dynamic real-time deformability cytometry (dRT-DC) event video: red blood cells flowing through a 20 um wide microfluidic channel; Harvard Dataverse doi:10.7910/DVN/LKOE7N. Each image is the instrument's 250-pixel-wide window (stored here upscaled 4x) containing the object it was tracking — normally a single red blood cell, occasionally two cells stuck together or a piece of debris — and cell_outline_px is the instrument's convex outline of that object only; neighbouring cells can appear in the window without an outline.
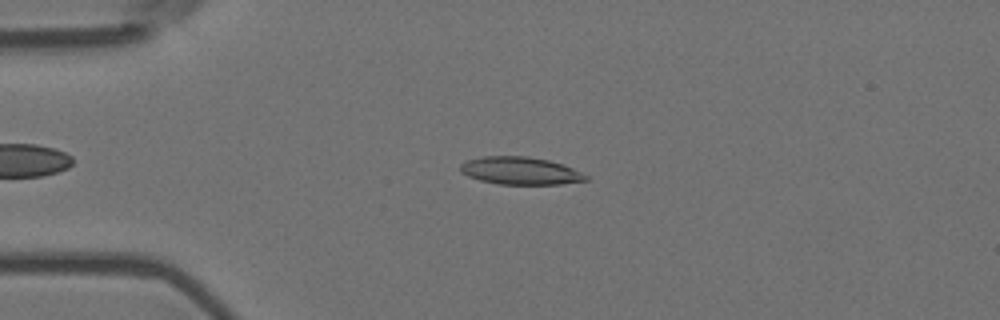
{"species": "Egyptian fruit bat (a non-hibernating species)", "species_latin": "Rousettus aegyptiacus", "temperature_condition": "room temperature", "stored_images_in_passage": 50, "camera_frame_rate_fps": 3000, "um_per_image_px": 0.085, "animal": {"sex": "female"}, "frame": {"image": 1, "passage_image": 13, "time_ms": 4.0, "image_size_px": [1000, 320], "cell_outline_px": [[588, 180], [560, 184], [500, 184], [480, 180], [468, 176], [460, 172], [460, 164], [468, 160], [484, 156], [528, 156], [548, 160], [572, 168], [588, 176]], "centroid_in_image_um": [44.2, 14.51], "position_along_channel_um": 40.8, "area_um2": 20.0}}
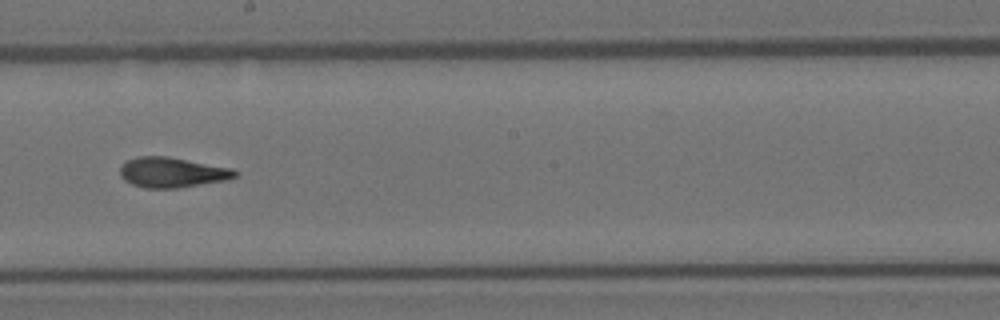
{"frame": {"image": 2, "passage_image": 31, "time_ms": 10.0, "image_size_px": [1000, 320], "cell_outline_px": [[240, 172], [236, 176], [224, 180], [176, 188], [144, 188], [132, 184], [124, 180], [120, 176], [120, 164], [136, 156], [168, 156], [232, 168]], "centroid_in_image_um": [14.59, 14.64], "position_along_channel_um": 233.6, "area_um2": 20.23}}
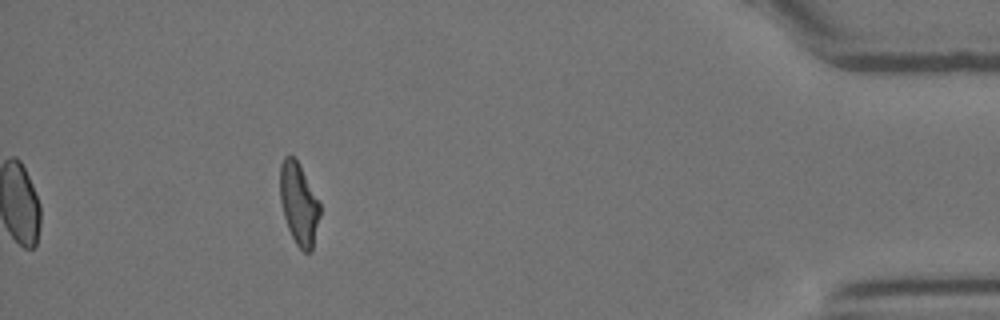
{"frame": {"image": 3, "passage_image": 50, "time_ms": 16.333, "image_size_px": [1000, 320], "cell_outline_px": [[320, 216], [312, 252], [304, 252], [296, 244], [288, 228], [284, 216], [280, 200], [280, 164], [284, 156], [292, 156], [296, 160], [320, 200]], "centroid_in_image_um": [25.41, 17.34], "position_along_channel_um": 409.8, "area_um2": 19.07}, "authors_computed_cell_mechanics": {"area_um2": 20.1144, "velocity_mm_per_s": 3.6595, "shape_relaxation_time_tau1_ms": 7.5911, "shape_relaxation_time_tau2_ms": 2.2685, "deformation_change_tau1": 0.2317, "deformation_change_tau2": 0.1082}}